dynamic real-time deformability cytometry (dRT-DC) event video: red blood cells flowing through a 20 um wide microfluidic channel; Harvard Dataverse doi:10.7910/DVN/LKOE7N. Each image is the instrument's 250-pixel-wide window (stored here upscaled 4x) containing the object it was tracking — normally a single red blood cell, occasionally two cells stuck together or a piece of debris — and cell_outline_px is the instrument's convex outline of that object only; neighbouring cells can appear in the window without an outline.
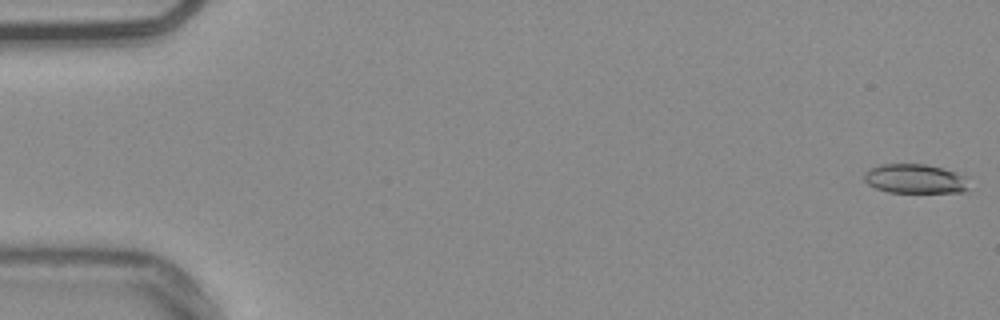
{"species": "common noctule bat (a hibernating species)", "species_latin": "Nyctalus noctula", "temperature_condition": "warm", "stored_images_in_passage": 54, "camera_frame_rate_fps": 3000, "um_per_image_px": 0.085, "animal": {"sex": "male", "body_mass_g": 20.4}, "frame": {"image": 1, "passage_image": 1, "time_ms": 0.0, "image_size_px": [1000, 320], "cell_outline_px": [[968, 188], [964, 192], [888, 192], [876, 188], [868, 184], [864, 180], [864, 172], [880, 164], [924, 164], [956, 172], [964, 176]], "centroid_in_image_um": [77.74, 15.2], "position_along_channel_um": 7.3, "area_um2": 17.69}}
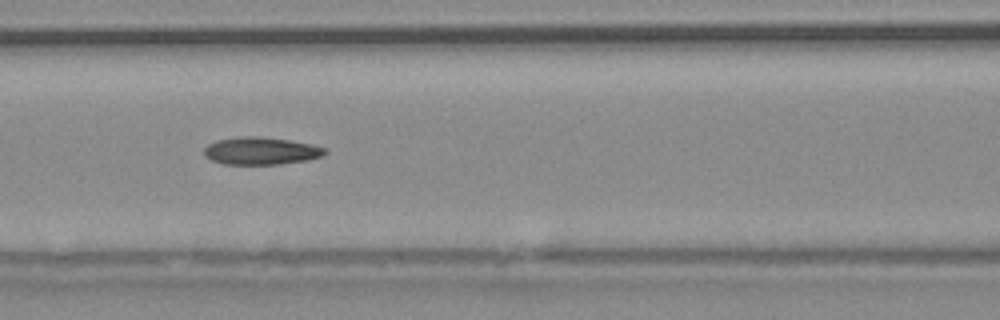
{"frame": {"image": 2, "passage_image": 24, "time_ms": 7.667, "image_size_px": [1000, 320], "cell_outline_px": [[328, 152], [324, 156], [308, 160], [280, 164], [224, 164], [212, 160], [204, 156], [204, 148], [208, 144], [216, 140], [240, 136], [260, 136], [288, 140], [312, 144], [324, 148]], "centroid_in_image_um": [22.18, 12.82], "position_along_channel_um": 144.4, "area_um2": 19.48}}
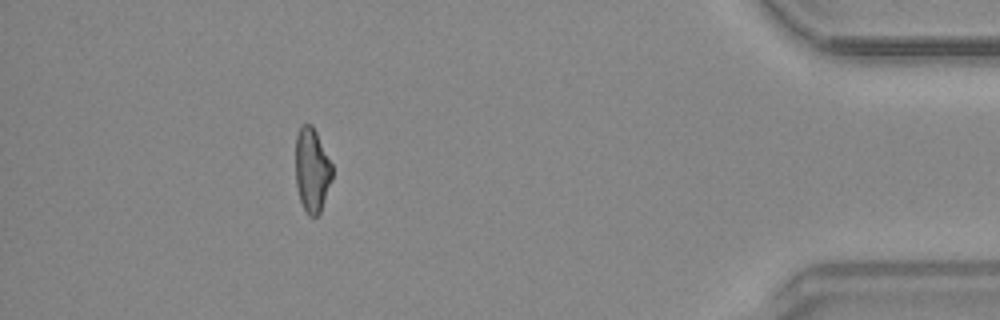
{"frame": {"image": 3, "passage_image": 49, "time_ms": 16.0, "image_size_px": [1000, 320], "cell_outline_px": [[332, 180], [320, 212], [316, 216], [308, 216], [300, 200], [296, 184], [296, 136], [300, 128], [304, 124], [312, 124], [332, 164]], "centroid_in_image_um": [26.52, 14.47], "position_along_channel_um": 408.7, "area_um2": 17.8}, "authors_computed_cell_mechanics": {"area_um2": 18.9584, "velocity_mm_per_s": 3.7997, "shape_relaxation_time_tau1_ms": null, "shape_relaxation_time_tau2_ms": 4.7279, "deformation_change_tau1": null, "deformation_change_tau2": 0.142}}